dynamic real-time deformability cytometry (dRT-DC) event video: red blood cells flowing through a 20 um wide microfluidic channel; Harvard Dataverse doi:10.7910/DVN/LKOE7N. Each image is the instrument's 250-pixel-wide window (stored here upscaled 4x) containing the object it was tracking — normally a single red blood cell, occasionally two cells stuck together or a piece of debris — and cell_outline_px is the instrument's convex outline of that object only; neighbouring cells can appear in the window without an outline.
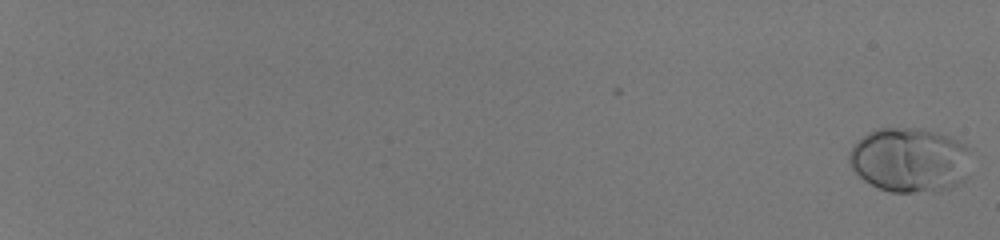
{"species": "human", "species_latin": "Homo sapiens", "temperature_condition": "room temperature", "stored_images_in_passage": 56, "camera_frame_rate_fps": 3000, "um_per_image_px": 0.085, "donor": {"sex": "male"}, "frame": {"image": 1, "passage_image": 1, "time_ms": 0.0, "image_size_px": [1000, 240], "cell_outline_px": [[968, 176], [964, 180], [948, 188], [912, 192], [892, 192], [880, 188], [864, 180], [852, 168], [848, 160], [848, 152], [852, 144], [868, 132], [876, 128], [924, 128], [948, 136], [964, 144], [968, 148]], "centroid_in_image_um": [77.28, 13.57], "position_along_channel_um": 7.7, "area_um2": 45.72}}
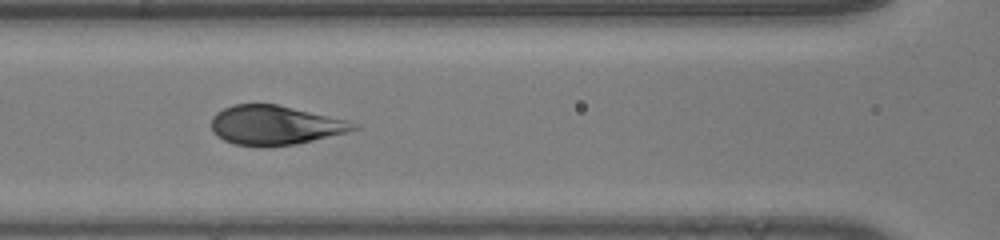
{"frame": {"image": 2, "passage_image": 32, "time_ms": 10.333, "image_size_px": [1000, 240], "cell_outline_px": [[360, 128], [296, 144], [232, 144], [216, 136], [212, 132], [212, 116], [216, 112], [232, 104], [276, 104], [348, 120], [360, 124]], "centroid_in_image_um": [23.35, 10.6], "position_along_channel_um": 143.2, "area_um2": 31.85}}
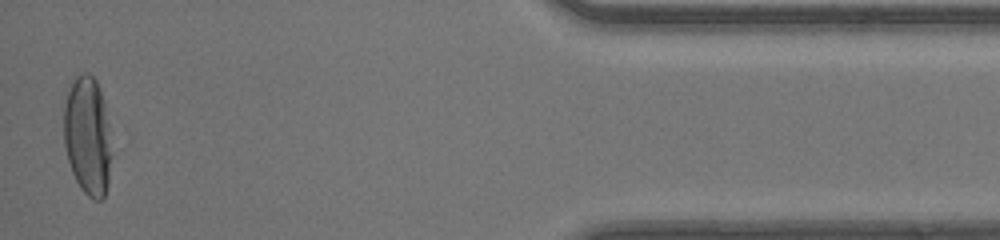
{"frame": {"image": 3, "passage_image": 56, "time_ms": 18.333, "image_size_px": [1000, 240], "cell_outline_px": [[108, 184], [104, 196], [100, 200], [92, 200], [80, 188], [72, 172], [68, 160], [64, 144], [64, 108], [68, 92], [72, 80], [76, 72], [88, 72], [96, 80], [104, 100], [108, 124]], "centroid_in_image_um": [7.4, 11.5], "position_along_channel_um": 427.8, "area_um2": 32.54}, "authors_computed_cell_mechanics": {"area_um2": 35.9516, "velocity_mm_per_s": 4.1651, "shape_relaxation_time_tau1_ms": 3.2756, "shape_relaxation_time_tau2_ms": null, "deformation_change_tau1": 0.1806, "deformation_change_tau2": null}}